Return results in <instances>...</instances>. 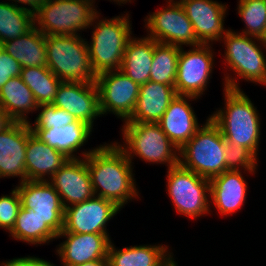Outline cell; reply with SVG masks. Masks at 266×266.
<instances>
[{
    "label": "cell",
    "mask_w": 266,
    "mask_h": 266,
    "mask_svg": "<svg viewBox=\"0 0 266 266\" xmlns=\"http://www.w3.org/2000/svg\"><path fill=\"white\" fill-rule=\"evenodd\" d=\"M9 1H11V0H9ZM12 1L15 2V3H13L14 6H16V7H20V8H22V9H24V10H27V11H29V12L35 14L36 11H37L42 5H44L45 2H46L47 0H12ZM16 2L21 3V4H24L25 6L28 5V8L25 7V6H22V5H21V6H20V5L18 6V5H17L18 3H16ZM29 6H30L31 8H30Z\"/></svg>",
    "instance_id": "39"
},
{
    "label": "cell",
    "mask_w": 266,
    "mask_h": 266,
    "mask_svg": "<svg viewBox=\"0 0 266 266\" xmlns=\"http://www.w3.org/2000/svg\"><path fill=\"white\" fill-rule=\"evenodd\" d=\"M223 91L225 107L215 111L210 119L226 141L244 146L257 157L261 135L257 108L242 89L224 88Z\"/></svg>",
    "instance_id": "2"
},
{
    "label": "cell",
    "mask_w": 266,
    "mask_h": 266,
    "mask_svg": "<svg viewBox=\"0 0 266 266\" xmlns=\"http://www.w3.org/2000/svg\"><path fill=\"white\" fill-rule=\"evenodd\" d=\"M34 26L33 13L9 2H0V44L26 34Z\"/></svg>",
    "instance_id": "31"
},
{
    "label": "cell",
    "mask_w": 266,
    "mask_h": 266,
    "mask_svg": "<svg viewBox=\"0 0 266 266\" xmlns=\"http://www.w3.org/2000/svg\"><path fill=\"white\" fill-rule=\"evenodd\" d=\"M32 134L30 124L13 122L0 132V178L20 177L26 181V144Z\"/></svg>",
    "instance_id": "19"
},
{
    "label": "cell",
    "mask_w": 266,
    "mask_h": 266,
    "mask_svg": "<svg viewBox=\"0 0 266 266\" xmlns=\"http://www.w3.org/2000/svg\"><path fill=\"white\" fill-rule=\"evenodd\" d=\"M101 115L115 114L125 122L134 111L140 86L120 70L97 75Z\"/></svg>",
    "instance_id": "12"
},
{
    "label": "cell",
    "mask_w": 266,
    "mask_h": 266,
    "mask_svg": "<svg viewBox=\"0 0 266 266\" xmlns=\"http://www.w3.org/2000/svg\"><path fill=\"white\" fill-rule=\"evenodd\" d=\"M5 262L0 263V266H4Z\"/></svg>",
    "instance_id": "44"
},
{
    "label": "cell",
    "mask_w": 266,
    "mask_h": 266,
    "mask_svg": "<svg viewBox=\"0 0 266 266\" xmlns=\"http://www.w3.org/2000/svg\"><path fill=\"white\" fill-rule=\"evenodd\" d=\"M1 48L25 67H46L45 35L35 26L26 34L1 44Z\"/></svg>",
    "instance_id": "27"
},
{
    "label": "cell",
    "mask_w": 266,
    "mask_h": 266,
    "mask_svg": "<svg viewBox=\"0 0 266 266\" xmlns=\"http://www.w3.org/2000/svg\"><path fill=\"white\" fill-rule=\"evenodd\" d=\"M225 159L228 170H244L255 174L257 157L247 148L225 140ZM242 168V169H240Z\"/></svg>",
    "instance_id": "34"
},
{
    "label": "cell",
    "mask_w": 266,
    "mask_h": 266,
    "mask_svg": "<svg viewBox=\"0 0 266 266\" xmlns=\"http://www.w3.org/2000/svg\"><path fill=\"white\" fill-rule=\"evenodd\" d=\"M254 38V39H253ZM260 43H256V41ZM220 41L225 44V55L223 56L226 67L233 71L235 76L226 74L224 77V88L240 89L236 78L244 79L253 83L266 85V57L264 49L266 45L262 39L250 37L232 29H228ZM266 50V49H265Z\"/></svg>",
    "instance_id": "4"
},
{
    "label": "cell",
    "mask_w": 266,
    "mask_h": 266,
    "mask_svg": "<svg viewBox=\"0 0 266 266\" xmlns=\"http://www.w3.org/2000/svg\"><path fill=\"white\" fill-rule=\"evenodd\" d=\"M108 266H173V253L164 245H139L123 249L115 248L113 242L108 248Z\"/></svg>",
    "instance_id": "24"
},
{
    "label": "cell",
    "mask_w": 266,
    "mask_h": 266,
    "mask_svg": "<svg viewBox=\"0 0 266 266\" xmlns=\"http://www.w3.org/2000/svg\"><path fill=\"white\" fill-rule=\"evenodd\" d=\"M262 41L264 42V44L266 45V31H265V33H264V36H263V39H262Z\"/></svg>",
    "instance_id": "43"
},
{
    "label": "cell",
    "mask_w": 266,
    "mask_h": 266,
    "mask_svg": "<svg viewBox=\"0 0 266 266\" xmlns=\"http://www.w3.org/2000/svg\"><path fill=\"white\" fill-rule=\"evenodd\" d=\"M237 9L246 25L240 33L263 39L266 31V0H239Z\"/></svg>",
    "instance_id": "33"
},
{
    "label": "cell",
    "mask_w": 266,
    "mask_h": 266,
    "mask_svg": "<svg viewBox=\"0 0 266 266\" xmlns=\"http://www.w3.org/2000/svg\"><path fill=\"white\" fill-rule=\"evenodd\" d=\"M166 2L168 6L148 14L144 20L146 31L149 30L147 37L158 43L179 47L200 45L193 25L179 1L167 0Z\"/></svg>",
    "instance_id": "10"
},
{
    "label": "cell",
    "mask_w": 266,
    "mask_h": 266,
    "mask_svg": "<svg viewBox=\"0 0 266 266\" xmlns=\"http://www.w3.org/2000/svg\"><path fill=\"white\" fill-rule=\"evenodd\" d=\"M167 170V192L176 212L189 219H197L211 211L208 200L210 179L199 176L180 164Z\"/></svg>",
    "instance_id": "9"
},
{
    "label": "cell",
    "mask_w": 266,
    "mask_h": 266,
    "mask_svg": "<svg viewBox=\"0 0 266 266\" xmlns=\"http://www.w3.org/2000/svg\"><path fill=\"white\" fill-rule=\"evenodd\" d=\"M4 266H55L53 263L48 262L44 259L38 257H21L13 258L11 260H6Z\"/></svg>",
    "instance_id": "38"
},
{
    "label": "cell",
    "mask_w": 266,
    "mask_h": 266,
    "mask_svg": "<svg viewBox=\"0 0 266 266\" xmlns=\"http://www.w3.org/2000/svg\"><path fill=\"white\" fill-rule=\"evenodd\" d=\"M21 208V198L15 187L9 195L0 197V228L6 229L9 233L12 231L18 212Z\"/></svg>",
    "instance_id": "36"
},
{
    "label": "cell",
    "mask_w": 266,
    "mask_h": 266,
    "mask_svg": "<svg viewBox=\"0 0 266 266\" xmlns=\"http://www.w3.org/2000/svg\"><path fill=\"white\" fill-rule=\"evenodd\" d=\"M204 124L179 150V164L199 176L211 179L228 170L225 159V139L210 117Z\"/></svg>",
    "instance_id": "6"
},
{
    "label": "cell",
    "mask_w": 266,
    "mask_h": 266,
    "mask_svg": "<svg viewBox=\"0 0 266 266\" xmlns=\"http://www.w3.org/2000/svg\"><path fill=\"white\" fill-rule=\"evenodd\" d=\"M90 173L95 196L114 202L121 209L137 198L132 163L118 142L81 152Z\"/></svg>",
    "instance_id": "1"
},
{
    "label": "cell",
    "mask_w": 266,
    "mask_h": 266,
    "mask_svg": "<svg viewBox=\"0 0 266 266\" xmlns=\"http://www.w3.org/2000/svg\"><path fill=\"white\" fill-rule=\"evenodd\" d=\"M85 40L80 35L45 36L47 67L61 81L92 83L97 79Z\"/></svg>",
    "instance_id": "5"
},
{
    "label": "cell",
    "mask_w": 266,
    "mask_h": 266,
    "mask_svg": "<svg viewBox=\"0 0 266 266\" xmlns=\"http://www.w3.org/2000/svg\"><path fill=\"white\" fill-rule=\"evenodd\" d=\"M68 159L63 153L42 142L32 133L26 144V180L48 181V178L50 179Z\"/></svg>",
    "instance_id": "23"
},
{
    "label": "cell",
    "mask_w": 266,
    "mask_h": 266,
    "mask_svg": "<svg viewBox=\"0 0 266 266\" xmlns=\"http://www.w3.org/2000/svg\"><path fill=\"white\" fill-rule=\"evenodd\" d=\"M32 133L42 142L63 153L69 159L84 158L75 156V152L88 141L92 127L80 120L69 123L64 127L49 129H31Z\"/></svg>",
    "instance_id": "25"
},
{
    "label": "cell",
    "mask_w": 266,
    "mask_h": 266,
    "mask_svg": "<svg viewBox=\"0 0 266 266\" xmlns=\"http://www.w3.org/2000/svg\"><path fill=\"white\" fill-rule=\"evenodd\" d=\"M21 65L0 47V89L10 78L20 76Z\"/></svg>",
    "instance_id": "37"
},
{
    "label": "cell",
    "mask_w": 266,
    "mask_h": 266,
    "mask_svg": "<svg viewBox=\"0 0 266 266\" xmlns=\"http://www.w3.org/2000/svg\"><path fill=\"white\" fill-rule=\"evenodd\" d=\"M10 235L32 245L49 243L57 238V234L33 210L22 206Z\"/></svg>",
    "instance_id": "29"
},
{
    "label": "cell",
    "mask_w": 266,
    "mask_h": 266,
    "mask_svg": "<svg viewBox=\"0 0 266 266\" xmlns=\"http://www.w3.org/2000/svg\"><path fill=\"white\" fill-rule=\"evenodd\" d=\"M75 266H108V259H99V260L86 262V263L75 265Z\"/></svg>",
    "instance_id": "41"
},
{
    "label": "cell",
    "mask_w": 266,
    "mask_h": 266,
    "mask_svg": "<svg viewBox=\"0 0 266 266\" xmlns=\"http://www.w3.org/2000/svg\"><path fill=\"white\" fill-rule=\"evenodd\" d=\"M180 48L158 42L155 44L150 81L175 87Z\"/></svg>",
    "instance_id": "32"
},
{
    "label": "cell",
    "mask_w": 266,
    "mask_h": 266,
    "mask_svg": "<svg viewBox=\"0 0 266 266\" xmlns=\"http://www.w3.org/2000/svg\"><path fill=\"white\" fill-rule=\"evenodd\" d=\"M110 1H112V0H110ZM113 1L116 2L117 4L121 5L122 3L123 4H126L127 2L131 3L132 0H113Z\"/></svg>",
    "instance_id": "42"
},
{
    "label": "cell",
    "mask_w": 266,
    "mask_h": 266,
    "mask_svg": "<svg viewBox=\"0 0 266 266\" xmlns=\"http://www.w3.org/2000/svg\"><path fill=\"white\" fill-rule=\"evenodd\" d=\"M99 17L98 13L90 24L94 26L92 40L90 43L87 41L91 65L97 75L120 70L125 48L132 38L131 21L127 13L111 19L99 20Z\"/></svg>",
    "instance_id": "3"
},
{
    "label": "cell",
    "mask_w": 266,
    "mask_h": 266,
    "mask_svg": "<svg viewBox=\"0 0 266 266\" xmlns=\"http://www.w3.org/2000/svg\"><path fill=\"white\" fill-rule=\"evenodd\" d=\"M94 5L95 0H47L34 14L35 27L45 36L80 35L99 13Z\"/></svg>",
    "instance_id": "8"
},
{
    "label": "cell",
    "mask_w": 266,
    "mask_h": 266,
    "mask_svg": "<svg viewBox=\"0 0 266 266\" xmlns=\"http://www.w3.org/2000/svg\"><path fill=\"white\" fill-rule=\"evenodd\" d=\"M191 99V100H190ZM194 96L177 95L169 104L158 124L170 141L180 150L202 126L198 123L190 101ZM189 100V101H188Z\"/></svg>",
    "instance_id": "20"
},
{
    "label": "cell",
    "mask_w": 266,
    "mask_h": 266,
    "mask_svg": "<svg viewBox=\"0 0 266 266\" xmlns=\"http://www.w3.org/2000/svg\"><path fill=\"white\" fill-rule=\"evenodd\" d=\"M52 104L57 108L66 110L76 120H80L92 128L94 120L102 116L95 82L62 81Z\"/></svg>",
    "instance_id": "15"
},
{
    "label": "cell",
    "mask_w": 266,
    "mask_h": 266,
    "mask_svg": "<svg viewBox=\"0 0 266 266\" xmlns=\"http://www.w3.org/2000/svg\"><path fill=\"white\" fill-rule=\"evenodd\" d=\"M41 112L37 115L34 124H30L31 129H49L52 127H64L69 123L75 122L76 118L66 110L57 108L53 104H43L38 108Z\"/></svg>",
    "instance_id": "35"
},
{
    "label": "cell",
    "mask_w": 266,
    "mask_h": 266,
    "mask_svg": "<svg viewBox=\"0 0 266 266\" xmlns=\"http://www.w3.org/2000/svg\"><path fill=\"white\" fill-rule=\"evenodd\" d=\"M247 183L241 170H227L210 179V202L224 216L234 214L245 203Z\"/></svg>",
    "instance_id": "21"
},
{
    "label": "cell",
    "mask_w": 266,
    "mask_h": 266,
    "mask_svg": "<svg viewBox=\"0 0 266 266\" xmlns=\"http://www.w3.org/2000/svg\"><path fill=\"white\" fill-rule=\"evenodd\" d=\"M13 122L7 112L0 106V132L9 127Z\"/></svg>",
    "instance_id": "40"
},
{
    "label": "cell",
    "mask_w": 266,
    "mask_h": 266,
    "mask_svg": "<svg viewBox=\"0 0 266 266\" xmlns=\"http://www.w3.org/2000/svg\"><path fill=\"white\" fill-rule=\"evenodd\" d=\"M64 208L95 196L85 157L68 161L48 180Z\"/></svg>",
    "instance_id": "17"
},
{
    "label": "cell",
    "mask_w": 266,
    "mask_h": 266,
    "mask_svg": "<svg viewBox=\"0 0 266 266\" xmlns=\"http://www.w3.org/2000/svg\"><path fill=\"white\" fill-rule=\"evenodd\" d=\"M0 106L14 122L30 123L28 113L39 108L30 88L20 76L10 78L0 89Z\"/></svg>",
    "instance_id": "28"
},
{
    "label": "cell",
    "mask_w": 266,
    "mask_h": 266,
    "mask_svg": "<svg viewBox=\"0 0 266 266\" xmlns=\"http://www.w3.org/2000/svg\"><path fill=\"white\" fill-rule=\"evenodd\" d=\"M66 240L56 252L63 266H75L99 259H107L111 238L108 233L60 232L57 238Z\"/></svg>",
    "instance_id": "18"
},
{
    "label": "cell",
    "mask_w": 266,
    "mask_h": 266,
    "mask_svg": "<svg viewBox=\"0 0 266 266\" xmlns=\"http://www.w3.org/2000/svg\"><path fill=\"white\" fill-rule=\"evenodd\" d=\"M21 206L31 209L57 235L64 227V211L59 194L48 181L26 180L16 186Z\"/></svg>",
    "instance_id": "14"
},
{
    "label": "cell",
    "mask_w": 266,
    "mask_h": 266,
    "mask_svg": "<svg viewBox=\"0 0 266 266\" xmlns=\"http://www.w3.org/2000/svg\"><path fill=\"white\" fill-rule=\"evenodd\" d=\"M124 123L121 129L124 145L118 144L131 162L137 156L145 162L167 164L168 168L179 164V149L158 123Z\"/></svg>",
    "instance_id": "7"
},
{
    "label": "cell",
    "mask_w": 266,
    "mask_h": 266,
    "mask_svg": "<svg viewBox=\"0 0 266 266\" xmlns=\"http://www.w3.org/2000/svg\"><path fill=\"white\" fill-rule=\"evenodd\" d=\"M157 41L149 37H132L125 48L120 71L139 86L149 81L154 47Z\"/></svg>",
    "instance_id": "26"
},
{
    "label": "cell",
    "mask_w": 266,
    "mask_h": 266,
    "mask_svg": "<svg viewBox=\"0 0 266 266\" xmlns=\"http://www.w3.org/2000/svg\"><path fill=\"white\" fill-rule=\"evenodd\" d=\"M20 77L30 88L38 105L52 104L62 82L48 67H25Z\"/></svg>",
    "instance_id": "30"
},
{
    "label": "cell",
    "mask_w": 266,
    "mask_h": 266,
    "mask_svg": "<svg viewBox=\"0 0 266 266\" xmlns=\"http://www.w3.org/2000/svg\"><path fill=\"white\" fill-rule=\"evenodd\" d=\"M193 25L200 44L220 41L228 29L224 28L227 5L214 0H179Z\"/></svg>",
    "instance_id": "16"
},
{
    "label": "cell",
    "mask_w": 266,
    "mask_h": 266,
    "mask_svg": "<svg viewBox=\"0 0 266 266\" xmlns=\"http://www.w3.org/2000/svg\"><path fill=\"white\" fill-rule=\"evenodd\" d=\"M176 96L174 86L149 80L140 86L134 111L125 122L158 123Z\"/></svg>",
    "instance_id": "22"
},
{
    "label": "cell",
    "mask_w": 266,
    "mask_h": 266,
    "mask_svg": "<svg viewBox=\"0 0 266 266\" xmlns=\"http://www.w3.org/2000/svg\"><path fill=\"white\" fill-rule=\"evenodd\" d=\"M211 45L192 46L188 51L180 48L174 87L177 95L197 98L203 95L214 67V52Z\"/></svg>",
    "instance_id": "11"
},
{
    "label": "cell",
    "mask_w": 266,
    "mask_h": 266,
    "mask_svg": "<svg viewBox=\"0 0 266 266\" xmlns=\"http://www.w3.org/2000/svg\"><path fill=\"white\" fill-rule=\"evenodd\" d=\"M121 210L114 202L102 197L90 199L65 208L61 232L108 233L106 225Z\"/></svg>",
    "instance_id": "13"
}]
</instances>
